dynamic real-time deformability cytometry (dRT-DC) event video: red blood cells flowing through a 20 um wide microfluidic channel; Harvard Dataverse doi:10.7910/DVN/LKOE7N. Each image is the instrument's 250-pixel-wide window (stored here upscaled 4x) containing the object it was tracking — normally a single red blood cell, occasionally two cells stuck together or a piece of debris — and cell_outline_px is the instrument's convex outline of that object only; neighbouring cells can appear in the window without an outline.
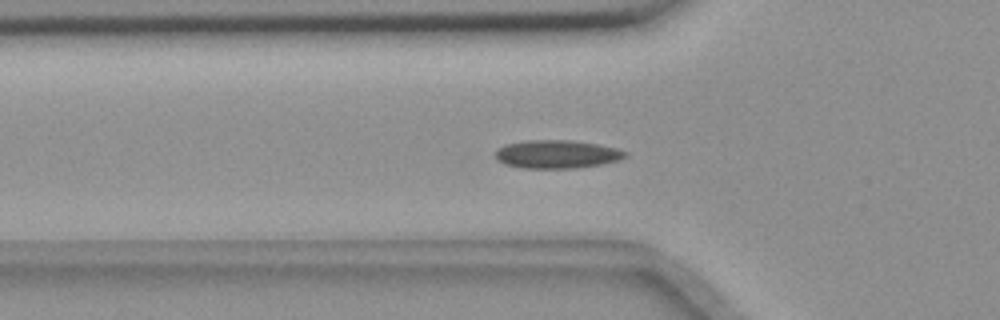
{"species": "common noctule bat (a hibernating species)", "species_latin": "Nyctalus noctula", "temperature_condition": "room temperature", "stored_images_in_passage": 41, "camera_frame_rate_fps": 3000, "um_per_image_px": 0.085, "animal": {"sex": "female", "body_mass_g": 18.4}, "frame": {"image": 1, "passage_image": 4, "time_ms": 1.0, "image_size_px": [1000, 320], "cell_outline_px": [[628, 156], [620, 160], [600, 164], [576, 168], [520, 168], [504, 164], [496, 160], [496, 148], [504, 144], [528, 140], [572, 140], [596, 144], [616, 148], [628, 152]], "centroid_in_image_um": [47.31, 13.11], "position_along_channel_um": 78.5, "area_um2": 21.56}}
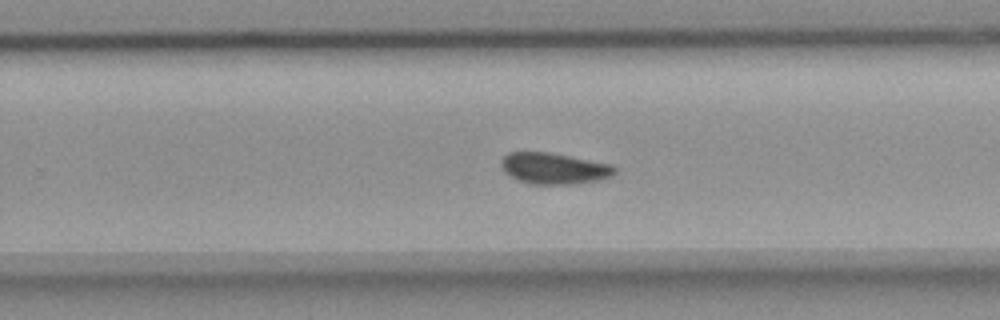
{"frame": {"image": 2, "passage_image": 21, "time_ms": 6.667, "image_size_px": [1000, 320], "cell_outline_px": [[616, 172], [612, 176], [596, 180], [572, 184], [532, 184], [520, 180], [512, 176], [504, 168], [504, 156], [508, 152], [548, 152], [612, 164], [616, 168]], "centroid_in_image_um": [47.17, 14.31], "position_along_channel_um": 282.6, "area_um2": 20.11}}
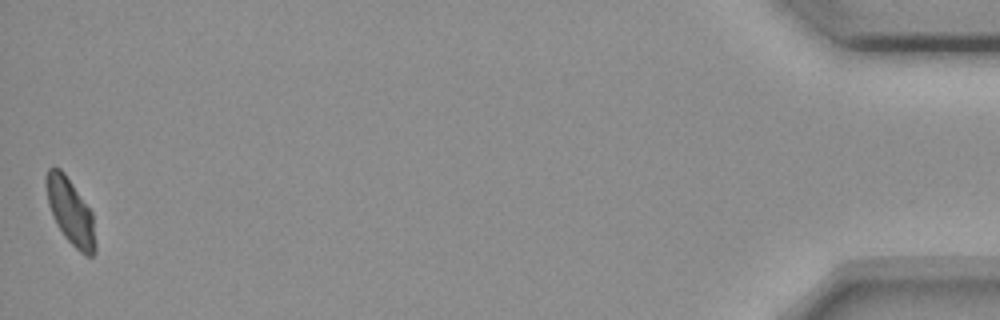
{"frame": {"image": 3, "passage_image": 41, "time_ms": 13.333, "image_size_px": [1000, 320], "cell_outline_px": [[96, 252], [92, 256], [84, 256], [64, 236], [56, 224], [52, 216], [48, 204], [44, 184], [44, 176], [48, 168], [60, 168], [64, 172], [92, 212], [96, 244]], "centroid_in_image_um": [5.96, 17.98], "position_along_channel_um": 429.2, "area_um2": 19.13}, "authors_computed_cell_mechanics": {"area_um2": 20.23, "velocity_mm_per_s": 3.6101, "shape_relaxation_time_tau1_ms": null, "shape_relaxation_time_tau2_ms": 2.6885, "deformation_change_tau1": null, "deformation_change_tau2": 0.0473}}